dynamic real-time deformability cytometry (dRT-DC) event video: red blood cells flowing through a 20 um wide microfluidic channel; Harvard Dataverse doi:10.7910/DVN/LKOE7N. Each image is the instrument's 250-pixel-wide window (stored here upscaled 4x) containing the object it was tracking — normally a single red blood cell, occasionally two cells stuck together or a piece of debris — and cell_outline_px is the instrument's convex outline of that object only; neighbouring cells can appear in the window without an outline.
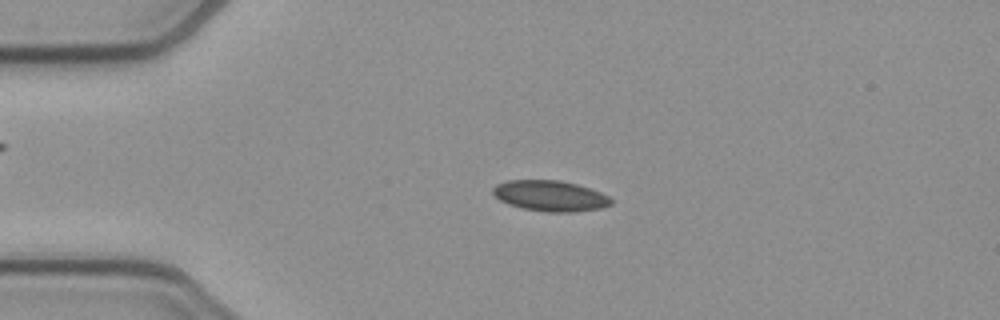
{"species": "common noctule bat (a hibernating species)", "species_latin": "Nyctalus noctula", "temperature_condition": "cold", "stored_images_in_passage": 49, "camera_frame_rate_fps": 3000, "um_per_image_px": 0.085, "animal": {"sex": "female", "body_mass_g": 21.9}, "frame": {"image": 1, "passage_image": 8, "time_ms": 2.333, "image_size_px": [1000, 320], "cell_outline_px": [[612, 204], [600, 208], [572, 212], [544, 212], [520, 208], [508, 204], [500, 200], [492, 192], [492, 188], [496, 184], [508, 180], [560, 180], [576, 184], [600, 192], [608, 196], [612, 200]], "centroid_in_image_um": [46.74, 16.65], "position_along_channel_um": 38.3, "area_um2": 21.15}}
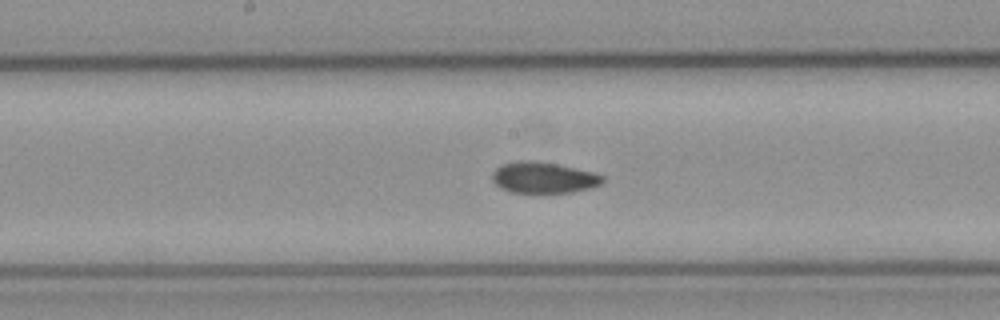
{"frame": {"image": 2, "passage_image": 23, "time_ms": 7.333, "image_size_px": [1000, 320], "cell_outline_px": [[604, 180], [600, 184], [592, 188], [572, 192], [508, 192], [500, 188], [492, 180], [492, 172], [500, 164], [516, 160], [536, 160], [596, 172], [604, 176]], "centroid_in_image_um": [46.18, 15.08], "position_along_channel_um": 202.0, "area_um2": 20.29}}
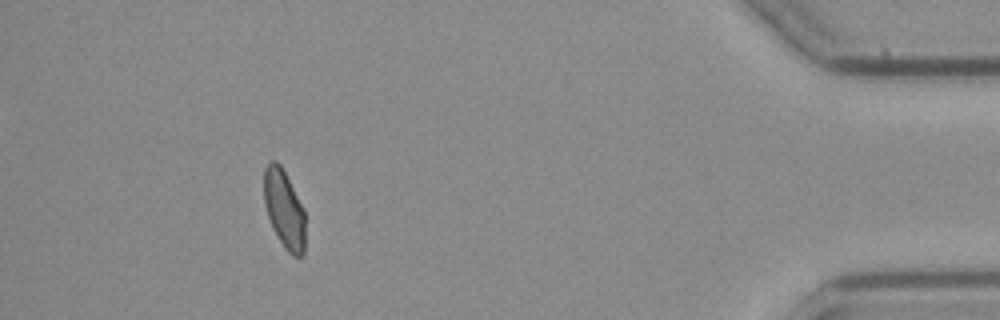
{"frame": {"image": 3, "passage_image": 44, "time_ms": 14.333, "image_size_px": [1000, 320], "cell_outline_px": [[304, 252], [300, 256], [292, 256], [284, 248], [272, 228], [264, 204], [264, 168], [272, 160], [276, 160], [280, 164], [304, 208]], "centroid_in_image_um": [24.14, 17.78], "position_along_channel_um": 411.1, "area_um2": 18.79}, "authors_computed_cell_mechanics": {"area_um2": 20.1722, "velocity_mm_per_s": 3.8796, "shape_relaxation_time_tau1_ms": 5.5404, "shape_relaxation_time_tau2_ms": 2.3045, "deformation_change_tau1": 0.1065, "deformation_change_tau2": 0.0452}}